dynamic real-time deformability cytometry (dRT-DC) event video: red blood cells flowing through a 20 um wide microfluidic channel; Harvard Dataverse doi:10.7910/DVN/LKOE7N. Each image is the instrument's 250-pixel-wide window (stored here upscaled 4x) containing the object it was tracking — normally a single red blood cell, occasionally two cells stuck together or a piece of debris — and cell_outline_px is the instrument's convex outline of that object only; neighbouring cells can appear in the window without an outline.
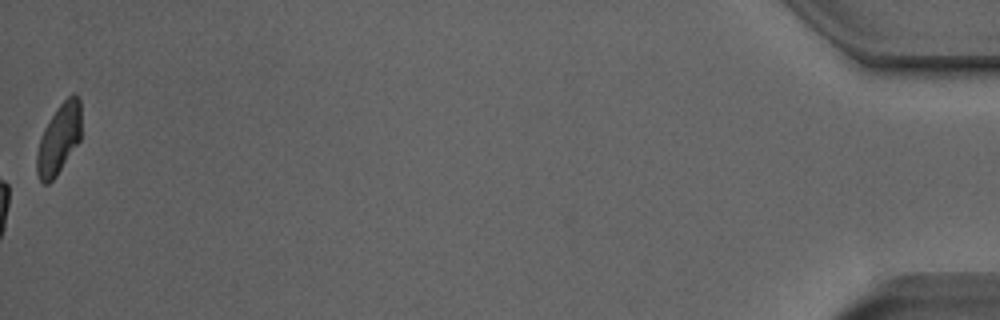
{"species": "Egyptian fruit bat (a non-hibernating species)", "species_latin": "Rousettus aegyptiacus", "temperature_condition": "room temperature", "stored_images_in_passage": 36, "camera_frame_rate_fps": 3000, "um_per_image_px": 0.085, "animal": {"sex": "male"}, "frame": {"image": 1, "passage_image": 36, "time_ms": 11.667, "image_size_px": [1000, 320], "cell_outline_px": [[80, 140], [56, 176], [48, 184], [44, 184], [40, 180], [36, 172], [36, 156], [40, 136], [44, 128], [56, 108], [72, 92], [76, 92], [80, 100]], "centroid_in_image_um": [4.99, 11.79], "position_along_channel_um": 430.2, "area_um2": 18.21}}